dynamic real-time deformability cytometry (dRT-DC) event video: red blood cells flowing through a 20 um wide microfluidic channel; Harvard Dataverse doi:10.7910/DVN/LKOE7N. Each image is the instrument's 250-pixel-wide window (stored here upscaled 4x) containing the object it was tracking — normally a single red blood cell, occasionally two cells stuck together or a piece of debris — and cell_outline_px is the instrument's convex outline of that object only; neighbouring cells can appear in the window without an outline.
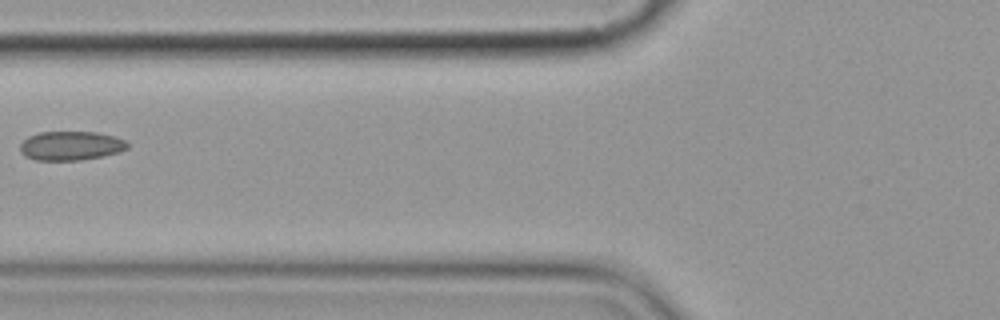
{"species": "common noctule bat (a hibernating species)", "species_latin": "Nyctalus noctula", "temperature_condition": "cold", "stored_images_in_passage": 4, "camera_frame_rate_fps": 3000, "um_per_image_px": 0.085, "animal": {"sex": "female", "body_mass_g": 19.9}, "frame": {"image": 1, "passage_image": 3, "time_ms": 2.333, "image_size_px": [1000, 320], "cell_outline_px": [[128, 148], [120, 152], [104, 156], [80, 160], [36, 160], [24, 156], [20, 152], [20, 144], [28, 136], [40, 132], [100, 132], [116, 136], [124, 140], [128, 144]], "centroid_in_image_um": [6.03, 12.39], "position_along_channel_um": 119.8, "area_um2": 18.38}}
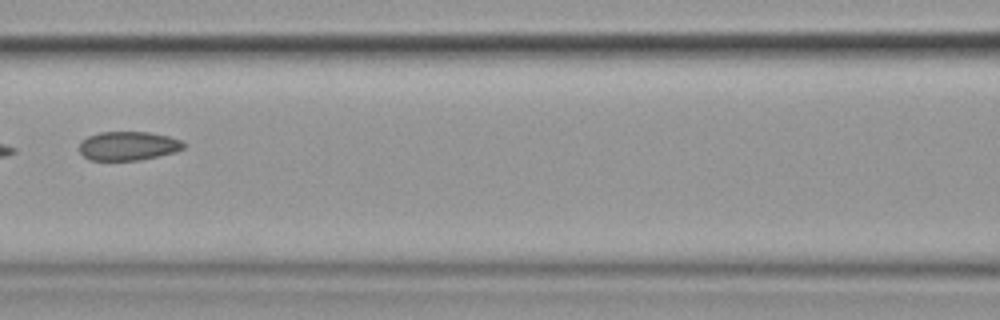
{"frame": {"image": 2, "passage_image": 4, "time_ms": 3.333, "image_size_px": [1000, 320], "cell_outline_px": [[184, 148], [176, 152], [140, 160], [88, 160], [80, 152], [80, 140], [88, 136], [100, 132], [148, 132], [168, 136], [180, 140], [184, 144]], "centroid_in_image_um": [10.88, 12.4], "position_along_channel_um": 155.7, "area_um2": 17.57}}